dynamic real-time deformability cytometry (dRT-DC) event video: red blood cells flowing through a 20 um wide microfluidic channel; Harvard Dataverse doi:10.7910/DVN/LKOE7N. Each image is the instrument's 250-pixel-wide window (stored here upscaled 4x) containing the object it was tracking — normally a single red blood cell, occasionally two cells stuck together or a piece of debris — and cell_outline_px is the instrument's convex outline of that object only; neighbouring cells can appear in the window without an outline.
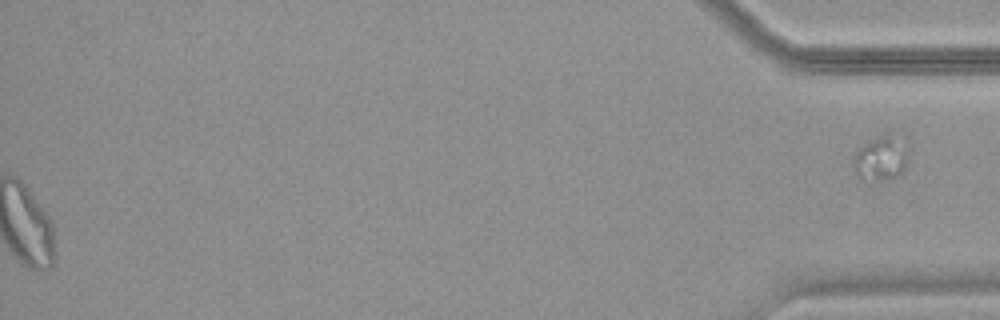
{"species": "common noctule bat (a hibernating species)", "species_latin": "Nyctalus noctula", "temperature_condition": "warm", "stored_images_in_passage": 59, "segment_of_instrument_passage": [2, 2], "camera_frame_rate_fps": 3000, "um_per_image_px": 0.085, "animal": {"sex": "female", "body_mass_g": 18.4}, "frame": {"image": 1, "passage_image": 59, "time_ms": 19.333, "image_size_px": [1000, 320], "cell_outline_px": [[908, 160], [904, 168], [896, 176], [876, 180], [856, 176], [852, 164], [852, 156], [868, 140], [876, 136], [884, 136], [908, 152]], "centroid_in_image_um": [74.75, 13.53], "position_along_channel_um": 360.5, "area_um2": 13.12}}